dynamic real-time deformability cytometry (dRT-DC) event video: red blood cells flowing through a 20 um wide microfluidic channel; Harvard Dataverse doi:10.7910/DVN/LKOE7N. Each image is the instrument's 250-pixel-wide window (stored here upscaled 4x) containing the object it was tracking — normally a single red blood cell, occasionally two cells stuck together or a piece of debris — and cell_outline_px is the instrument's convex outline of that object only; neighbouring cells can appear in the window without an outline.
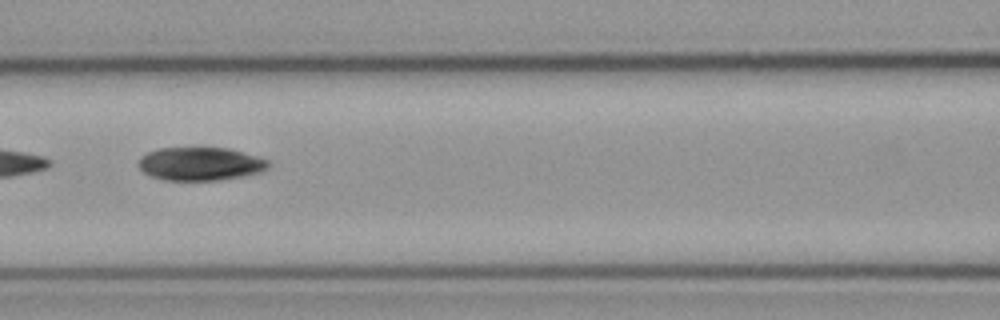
{"species": "common noctule bat (a hibernating species)", "species_latin": "Nyctalus noctula", "temperature_condition": "cold", "stored_images_in_passage": 8, "camera_frame_rate_fps": 3000, "um_per_image_px": 0.085, "animal": {"sex": "male", "body_mass_g": 23.1, "forearm_length_mm": 52.7}, "frame": {"image": 1, "passage_image": 7, "time_ms": 2.0, "image_size_px": [1000, 320], "cell_outline_px": [[268, 168], [260, 172], [244, 176], [220, 180], [164, 180], [152, 176], [144, 172], [136, 164], [140, 156], [148, 152], [160, 148], [228, 148], [256, 156], [268, 160]], "centroid_in_image_um": [17.0, 13.93], "position_along_channel_um": 149.6, "area_um2": 25.14}}
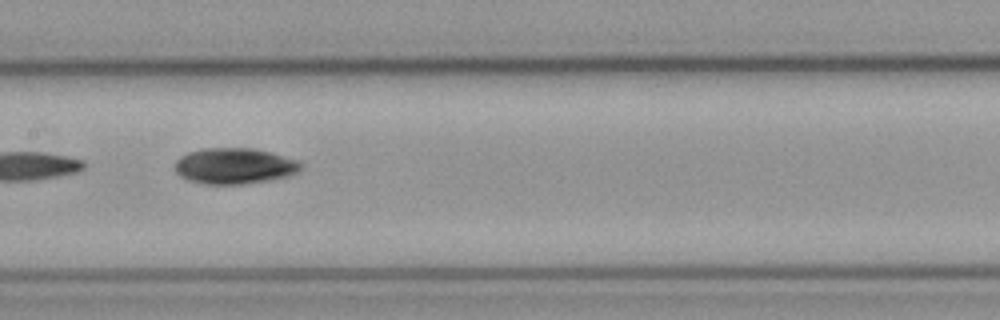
{"frame": {"image": 2, "passage_image": 8, "time_ms": 2.333, "image_size_px": [1000, 320], "cell_outline_px": [[304, 168], [288, 176], [272, 180], [240, 184], [204, 184], [188, 180], [180, 176], [176, 172], [176, 160], [180, 156], [188, 152], [200, 148], [252, 148], [272, 152], [296, 160], [304, 164]], "centroid_in_image_um": [19.94, 14.1], "position_along_channel_um": 187.5, "area_um2": 26.59}}